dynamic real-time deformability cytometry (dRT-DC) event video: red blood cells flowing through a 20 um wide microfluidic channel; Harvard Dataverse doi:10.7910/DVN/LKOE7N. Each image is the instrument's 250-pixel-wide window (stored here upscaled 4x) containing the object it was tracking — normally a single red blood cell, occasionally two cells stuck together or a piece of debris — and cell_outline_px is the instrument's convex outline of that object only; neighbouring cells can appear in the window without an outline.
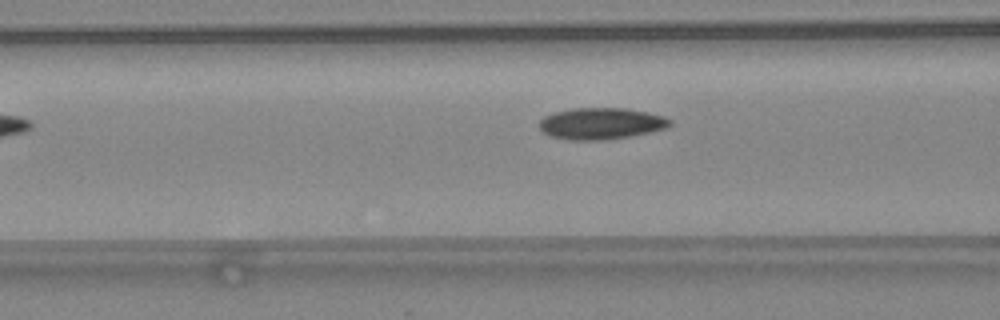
{"species": "common noctule bat (a hibernating species)", "species_latin": "Nyctalus noctula", "temperature_condition": "warm", "stored_images_in_passage": 6, "camera_frame_rate_fps": 3000, "um_per_image_px": 0.085, "animal": {"sex": "female", "body_mass_g": 24.6, "forearm_length_mm": 56.2}, "frame": {"image": 1, "passage_image": 4, "time_ms": 1.0, "image_size_px": [1000, 320], "cell_outline_px": [[672, 124], [664, 128], [632, 136], [604, 140], [568, 140], [552, 136], [544, 132], [540, 128], [540, 120], [544, 116], [556, 112], [572, 108], [624, 108], [648, 112], [664, 116], [672, 120]], "centroid_in_image_um": [51.1, 10.5], "position_along_channel_um": 115.5, "area_um2": 23.93}}